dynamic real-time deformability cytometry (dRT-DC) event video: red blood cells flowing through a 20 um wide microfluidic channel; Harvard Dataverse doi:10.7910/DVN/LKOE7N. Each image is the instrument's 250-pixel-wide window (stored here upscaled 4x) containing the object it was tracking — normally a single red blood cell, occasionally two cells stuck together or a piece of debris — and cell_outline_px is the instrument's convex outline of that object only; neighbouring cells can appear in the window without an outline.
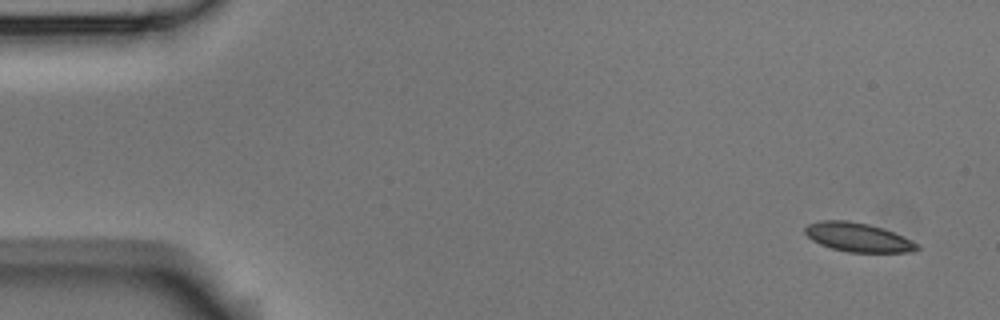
{"species": "Egyptian fruit bat (a non-hibernating species)", "species_latin": "Rousettus aegyptiacus", "temperature_condition": "room temperature", "stored_images_in_passage": 4, "camera_frame_rate_fps": 3000, "um_per_image_px": 0.085, "animal": {"sex": "male"}, "frame": {"image": 1, "passage_image": 1, "time_ms": 0.0, "image_size_px": [1000, 320], "cell_outline_px": [[920, 248], [912, 252], [848, 252], [832, 248], [820, 244], [812, 240], [804, 232], [804, 228], [808, 224], [820, 220], [848, 220], [868, 224], [884, 228], [912, 240], [920, 244]], "centroid_in_image_um": [72.94, 20.16], "position_along_channel_um": 12.1, "area_um2": 19.02}}